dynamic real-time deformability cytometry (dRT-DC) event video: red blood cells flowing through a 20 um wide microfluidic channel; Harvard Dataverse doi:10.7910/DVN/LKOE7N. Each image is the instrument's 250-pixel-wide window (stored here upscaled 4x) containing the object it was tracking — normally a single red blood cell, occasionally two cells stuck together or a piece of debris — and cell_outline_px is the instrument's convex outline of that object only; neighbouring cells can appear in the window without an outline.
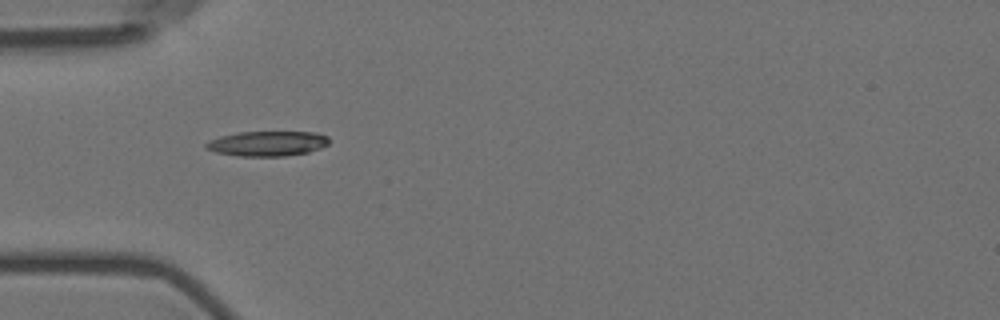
{"species": "Egyptian fruit bat (a non-hibernating species)", "species_latin": "Rousettus aegyptiacus", "temperature_condition": "room temperature", "stored_images_in_passage": 2, "camera_frame_rate_fps": 3000, "um_per_image_px": 0.085, "animal": {"sex": "female"}, "frame": {"image": 1, "passage_image": 1, "time_ms": 0.0, "image_size_px": [1000, 320], "cell_outline_px": [[328, 144], [320, 148], [308, 152], [284, 156], [240, 156], [216, 152], [204, 148], [204, 144], [208, 140], [220, 136], [236, 132], [316, 132], [328, 136]], "centroid_in_image_um": [22.69, 12.19], "position_along_channel_um": 62.3, "area_um2": 17.98}}
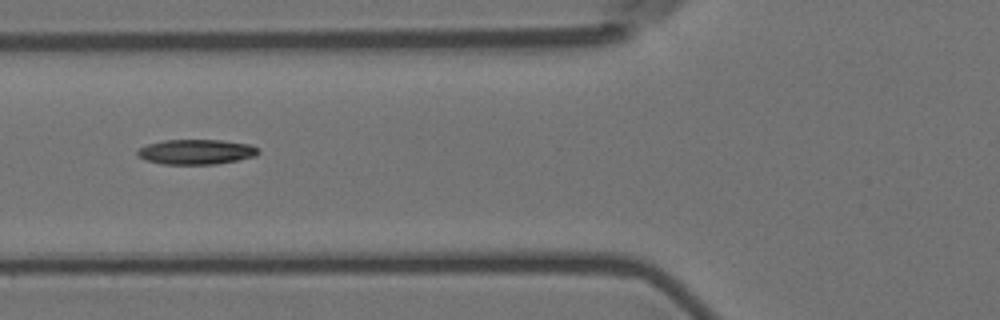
{"frame": {"image": 2, "passage_image": 2, "time_ms": 0.333, "image_size_px": [1000, 320], "cell_outline_px": [[260, 152], [256, 156], [216, 164], [160, 164], [144, 160], [136, 156], [136, 152], [140, 148], [148, 144], [164, 140], [220, 140], [248, 144], [256, 148]], "centroid_in_image_um": [16.62, 12.91], "position_along_channel_um": 109.2, "area_um2": 17.57}}